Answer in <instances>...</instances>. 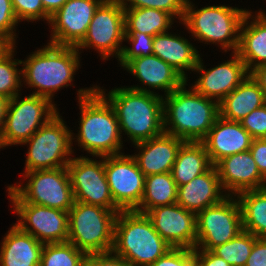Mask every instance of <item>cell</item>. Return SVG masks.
Here are the masks:
<instances>
[{"instance_id": "1", "label": "cell", "mask_w": 266, "mask_h": 266, "mask_svg": "<svg viewBox=\"0 0 266 266\" xmlns=\"http://www.w3.org/2000/svg\"><path fill=\"white\" fill-rule=\"evenodd\" d=\"M96 89L113 106L120 132L133 144L157 137L164 132L163 97L144 86L112 89L109 94ZM107 95V97H106Z\"/></svg>"}, {"instance_id": "2", "label": "cell", "mask_w": 266, "mask_h": 266, "mask_svg": "<svg viewBox=\"0 0 266 266\" xmlns=\"http://www.w3.org/2000/svg\"><path fill=\"white\" fill-rule=\"evenodd\" d=\"M97 86L78 90L80 127L78 146L92 157L123 154L122 139L116 112Z\"/></svg>"}, {"instance_id": "3", "label": "cell", "mask_w": 266, "mask_h": 266, "mask_svg": "<svg viewBox=\"0 0 266 266\" xmlns=\"http://www.w3.org/2000/svg\"><path fill=\"white\" fill-rule=\"evenodd\" d=\"M186 85L163 98L164 132L184 141L201 142L220 116L219 103L193 87L187 90Z\"/></svg>"}, {"instance_id": "4", "label": "cell", "mask_w": 266, "mask_h": 266, "mask_svg": "<svg viewBox=\"0 0 266 266\" xmlns=\"http://www.w3.org/2000/svg\"><path fill=\"white\" fill-rule=\"evenodd\" d=\"M47 44L32 52L25 61L21 60L24 66L21 69L28 87L37 88L32 95L52 102L56 91L71 85L80 65V53L76 47Z\"/></svg>"}, {"instance_id": "5", "label": "cell", "mask_w": 266, "mask_h": 266, "mask_svg": "<svg viewBox=\"0 0 266 266\" xmlns=\"http://www.w3.org/2000/svg\"><path fill=\"white\" fill-rule=\"evenodd\" d=\"M171 248L145 213L121 210L117 214L111 251L132 266H150Z\"/></svg>"}, {"instance_id": "6", "label": "cell", "mask_w": 266, "mask_h": 266, "mask_svg": "<svg viewBox=\"0 0 266 266\" xmlns=\"http://www.w3.org/2000/svg\"><path fill=\"white\" fill-rule=\"evenodd\" d=\"M190 0L186 1L182 23L198 41L220 44L225 52L239 47L240 27L247 9L224 5L195 9ZM231 48V49H230Z\"/></svg>"}, {"instance_id": "7", "label": "cell", "mask_w": 266, "mask_h": 266, "mask_svg": "<svg viewBox=\"0 0 266 266\" xmlns=\"http://www.w3.org/2000/svg\"><path fill=\"white\" fill-rule=\"evenodd\" d=\"M120 211L74 201L68 212L67 242L87 255L110 252Z\"/></svg>"}, {"instance_id": "8", "label": "cell", "mask_w": 266, "mask_h": 266, "mask_svg": "<svg viewBox=\"0 0 266 266\" xmlns=\"http://www.w3.org/2000/svg\"><path fill=\"white\" fill-rule=\"evenodd\" d=\"M25 186L7 187L12 203H30L62 211L71 209L74 196L67 167L25 172Z\"/></svg>"}, {"instance_id": "9", "label": "cell", "mask_w": 266, "mask_h": 266, "mask_svg": "<svg viewBox=\"0 0 266 266\" xmlns=\"http://www.w3.org/2000/svg\"><path fill=\"white\" fill-rule=\"evenodd\" d=\"M61 117L58 112L23 143L29 144L24 173L66 167L71 161L74 133Z\"/></svg>"}, {"instance_id": "10", "label": "cell", "mask_w": 266, "mask_h": 266, "mask_svg": "<svg viewBox=\"0 0 266 266\" xmlns=\"http://www.w3.org/2000/svg\"><path fill=\"white\" fill-rule=\"evenodd\" d=\"M20 98L16 95L9 99L0 135L2 149L10 145L23 144L58 113L56 104L47 98L32 94L21 100Z\"/></svg>"}, {"instance_id": "11", "label": "cell", "mask_w": 266, "mask_h": 266, "mask_svg": "<svg viewBox=\"0 0 266 266\" xmlns=\"http://www.w3.org/2000/svg\"><path fill=\"white\" fill-rule=\"evenodd\" d=\"M232 197L228 195L221 202L196 214L195 249L211 251L243 231L240 205Z\"/></svg>"}, {"instance_id": "12", "label": "cell", "mask_w": 266, "mask_h": 266, "mask_svg": "<svg viewBox=\"0 0 266 266\" xmlns=\"http://www.w3.org/2000/svg\"><path fill=\"white\" fill-rule=\"evenodd\" d=\"M124 37L125 16L121 1L104 0L95 10L87 34L76 48L79 51L93 47L104 60L114 54L119 58Z\"/></svg>"}, {"instance_id": "13", "label": "cell", "mask_w": 266, "mask_h": 266, "mask_svg": "<svg viewBox=\"0 0 266 266\" xmlns=\"http://www.w3.org/2000/svg\"><path fill=\"white\" fill-rule=\"evenodd\" d=\"M92 160L80 156L71 159L67 170L74 196V201L89 205H97L110 210H121L111 196L107 183L104 157Z\"/></svg>"}, {"instance_id": "14", "label": "cell", "mask_w": 266, "mask_h": 266, "mask_svg": "<svg viewBox=\"0 0 266 266\" xmlns=\"http://www.w3.org/2000/svg\"><path fill=\"white\" fill-rule=\"evenodd\" d=\"M107 183L121 210H135L142 200L145 176L132 155L104 156Z\"/></svg>"}, {"instance_id": "15", "label": "cell", "mask_w": 266, "mask_h": 266, "mask_svg": "<svg viewBox=\"0 0 266 266\" xmlns=\"http://www.w3.org/2000/svg\"><path fill=\"white\" fill-rule=\"evenodd\" d=\"M104 0H67L49 20L51 40L59 46L77 47L87 34L95 10Z\"/></svg>"}, {"instance_id": "16", "label": "cell", "mask_w": 266, "mask_h": 266, "mask_svg": "<svg viewBox=\"0 0 266 266\" xmlns=\"http://www.w3.org/2000/svg\"><path fill=\"white\" fill-rule=\"evenodd\" d=\"M12 204L14 212L20 217L15 224L22 231L31 234L43 244L67 242V211L30 203Z\"/></svg>"}, {"instance_id": "17", "label": "cell", "mask_w": 266, "mask_h": 266, "mask_svg": "<svg viewBox=\"0 0 266 266\" xmlns=\"http://www.w3.org/2000/svg\"><path fill=\"white\" fill-rule=\"evenodd\" d=\"M146 215L154 229L172 248L195 249L197 241L195 213L174 203L155 207Z\"/></svg>"}, {"instance_id": "18", "label": "cell", "mask_w": 266, "mask_h": 266, "mask_svg": "<svg viewBox=\"0 0 266 266\" xmlns=\"http://www.w3.org/2000/svg\"><path fill=\"white\" fill-rule=\"evenodd\" d=\"M201 60L199 57L197 66L194 68V71L201 72V76L192 87L199 94L212 100L215 99L218 103L250 74L236 52L229 61L208 70L203 67Z\"/></svg>"}, {"instance_id": "19", "label": "cell", "mask_w": 266, "mask_h": 266, "mask_svg": "<svg viewBox=\"0 0 266 266\" xmlns=\"http://www.w3.org/2000/svg\"><path fill=\"white\" fill-rule=\"evenodd\" d=\"M215 167L223 191H228L229 196L266 188V178L259 172L250 150L225 157Z\"/></svg>"}, {"instance_id": "20", "label": "cell", "mask_w": 266, "mask_h": 266, "mask_svg": "<svg viewBox=\"0 0 266 266\" xmlns=\"http://www.w3.org/2000/svg\"><path fill=\"white\" fill-rule=\"evenodd\" d=\"M253 138L240 122L230 121L219 116L201 141L215 166L220 160L236 153L248 151Z\"/></svg>"}, {"instance_id": "21", "label": "cell", "mask_w": 266, "mask_h": 266, "mask_svg": "<svg viewBox=\"0 0 266 266\" xmlns=\"http://www.w3.org/2000/svg\"><path fill=\"white\" fill-rule=\"evenodd\" d=\"M184 142L163 132L157 137L134 144L139 152L132 157L145 177L171 172L177 153Z\"/></svg>"}, {"instance_id": "22", "label": "cell", "mask_w": 266, "mask_h": 266, "mask_svg": "<svg viewBox=\"0 0 266 266\" xmlns=\"http://www.w3.org/2000/svg\"><path fill=\"white\" fill-rule=\"evenodd\" d=\"M222 190V191H221ZM223 188L216 167L195 177L189 183L178 186L177 200L180 206L195 214L205 208L221 202L228 195H223Z\"/></svg>"}, {"instance_id": "23", "label": "cell", "mask_w": 266, "mask_h": 266, "mask_svg": "<svg viewBox=\"0 0 266 266\" xmlns=\"http://www.w3.org/2000/svg\"><path fill=\"white\" fill-rule=\"evenodd\" d=\"M123 68L148 88L164 90L165 96L187 82L173 67L153 54L134 58Z\"/></svg>"}, {"instance_id": "24", "label": "cell", "mask_w": 266, "mask_h": 266, "mask_svg": "<svg viewBox=\"0 0 266 266\" xmlns=\"http://www.w3.org/2000/svg\"><path fill=\"white\" fill-rule=\"evenodd\" d=\"M251 17L254 19L249 23L248 20ZM236 53L245 63L249 73L256 67L266 64V14L264 12L259 11L253 17L252 12L247 11L240 27L239 47Z\"/></svg>"}, {"instance_id": "25", "label": "cell", "mask_w": 266, "mask_h": 266, "mask_svg": "<svg viewBox=\"0 0 266 266\" xmlns=\"http://www.w3.org/2000/svg\"><path fill=\"white\" fill-rule=\"evenodd\" d=\"M43 246L14 224L1 243L0 266H40Z\"/></svg>"}, {"instance_id": "26", "label": "cell", "mask_w": 266, "mask_h": 266, "mask_svg": "<svg viewBox=\"0 0 266 266\" xmlns=\"http://www.w3.org/2000/svg\"><path fill=\"white\" fill-rule=\"evenodd\" d=\"M198 52L187 39L177 34L166 32L157 34L153 39V55L173 67L186 80L184 70L194 71L200 57Z\"/></svg>"}, {"instance_id": "27", "label": "cell", "mask_w": 266, "mask_h": 266, "mask_svg": "<svg viewBox=\"0 0 266 266\" xmlns=\"http://www.w3.org/2000/svg\"><path fill=\"white\" fill-rule=\"evenodd\" d=\"M266 104V96L259 84L249 74L220 103V116L240 122L251 111Z\"/></svg>"}, {"instance_id": "28", "label": "cell", "mask_w": 266, "mask_h": 266, "mask_svg": "<svg viewBox=\"0 0 266 266\" xmlns=\"http://www.w3.org/2000/svg\"><path fill=\"white\" fill-rule=\"evenodd\" d=\"M212 166L202 142L185 141L177 153L171 173L178 187L207 172Z\"/></svg>"}, {"instance_id": "29", "label": "cell", "mask_w": 266, "mask_h": 266, "mask_svg": "<svg viewBox=\"0 0 266 266\" xmlns=\"http://www.w3.org/2000/svg\"><path fill=\"white\" fill-rule=\"evenodd\" d=\"M243 230L266 238V188L239 193Z\"/></svg>"}, {"instance_id": "30", "label": "cell", "mask_w": 266, "mask_h": 266, "mask_svg": "<svg viewBox=\"0 0 266 266\" xmlns=\"http://www.w3.org/2000/svg\"><path fill=\"white\" fill-rule=\"evenodd\" d=\"M177 189L171 172L146 176L142 200L135 211L146 214L155 207L176 203Z\"/></svg>"}, {"instance_id": "31", "label": "cell", "mask_w": 266, "mask_h": 266, "mask_svg": "<svg viewBox=\"0 0 266 266\" xmlns=\"http://www.w3.org/2000/svg\"><path fill=\"white\" fill-rule=\"evenodd\" d=\"M124 16L125 32H140L150 36L166 33L174 22L169 13L153 8H124Z\"/></svg>"}, {"instance_id": "32", "label": "cell", "mask_w": 266, "mask_h": 266, "mask_svg": "<svg viewBox=\"0 0 266 266\" xmlns=\"http://www.w3.org/2000/svg\"><path fill=\"white\" fill-rule=\"evenodd\" d=\"M257 239L258 237L243 230L230 241L213 248L211 252L231 266H245Z\"/></svg>"}, {"instance_id": "33", "label": "cell", "mask_w": 266, "mask_h": 266, "mask_svg": "<svg viewBox=\"0 0 266 266\" xmlns=\"http://www.w3.org/2000/svg\"><path fill=\"white\" fill-rule=\"evenodd\" d=\"M87 254L70 242L46 243L40 266H86Z\"/></svg>"}, {"instance_id": "34", "label": "cell", "mask_w": 266, "mask_h": 266, "mask_svg": "<svg viewBox=\"0 0 266 266\" xmlns=\"http://www.w3.org/2000/svg\"><path fill=\"white\" fill-rule=\"evenodd\" d=\"M13 47L7 54L0 59V96L12 99L14 96L19 95L20 87L22 86L21 76L22 70L16 67L21 63V60L14 58Z\"/></svg>"}, {"instance_id": "35", "label": "cell", "mask_w": 266, "mask_h": 266, "mask_svg": "<svg viewBox=\"0 0 266 266\" xmlns=\"http://www.w3.org/2000/svg\"><path fill=\"white\" fill-rule=\"evenodd\" d=\"M153 39L154 36L145 33L125 32L124 41L129 40L128 42H132V47L123 46L120 57L117 59L121 67H124L134 58L152 55Z\"/></svg>"}, {"instance_id": "36", "label": "cell", "mask_w": 266, "mask_h": 266, "mask_svg": "<svg viewBox=\"0 0 266 266\" xmlns=\"http://www.w3.org/2000/svg\"><path fill=\"white\" fill-rule=\"evenodd\" d=\"M123 8H153L169 13L182 22L187 0H120ZM129 2V5L128 3ZM128 6V7H127ZM175 16V17H174Z\"/></svg>"}, {"instance_id": "37", "label": "cell", "mask_w": 266, "mask_h": 266, "mask_svg": "<svg viewBox=\"0 0 266 266\" xmlns=\"http://www.w3.org/2000/svg\"><path fill=\"white\" fill-rule=\"evenodd\" d=\"M15 15L21 20L36 21L40 19L50 20V16L45 12L41 0H11Z\"/></svg>"}, {"instance_id": "38", "label": "cell", "mask_w": 266, "mask_h": 266, "mask_svg": "<svg viewBox=\"0 0 266 266\" xmlns=\"http://www.w3.org/2000/svg\"><path fill=\"white\" fill-rule=\"evenodd\" d=\"M240 123L253 139L266 138V104L251 111Z\"/></svg>"}, {"instance_id": "39", "label": "cell", "mask_w": 266, "mask_h": 266, "mask_svg": "<svg viewBox=\"0 0 266 266\" xmlns=\"http://www.w3.org/2000/svg\"><path fill=\"white\" fill-rule=\"evenodd\" d=\"M150 266H195L194 249L171 248Z\"/></svg>"}, {"instance_id": "40", "label": "cell", "mask_w": 266, "mask_h": 266, "mask_svg": "<svg viewBox=\"0 0 266 266\" xmlns=\"http://www.w3.org/2000/svg\"><path fill=\"white\" fill-rule=\"evenodd\" d=\"M18 19L15 15L11 0H0V34L7 37L14 45Z\"/></svg>"}, {"instance_id": "41", "label": "cell", "mask_w": 266, "mask_h": 266, "mask_svg": "<svg viewBox=\"0 0 266 266\" xmlns=\"http://www.w3.org/2000/svg\"><path fill=\"white\" fill-rule=\"evenodd\" d=\"M86 266H132V265L126 259L110 251L105 253H93L87 255Z\"/></svg>"}, {"instance_id": "42", "label": "cell", "mask_w": 266, "mask_h": 266, "mask_svg": "<svg viewBox=\"0 0 266 266\" xmlns=\"http://www.w3.org/2000/svg\"><path fill=\"white\" fill-rule=\"evenodd\" d=\"M249 150L259 172L266 178V138L253 139Z\"/></svg>"}, {"instance_id": "43", "label": "cell", "mask_w": 266, "mask_h": 266, "mask_svg": "<svg viewBox=\"0 0 266 266\" xmlns=\"http://www.w3.org/2000/svg\"><path fill=\"white\" fill-rule=\"evenodd\" d=\"M245 266H266V238H258Z\"/></svg>"}, {"instance_id": "44", "label": "cell", "mask_w": 266, "mask_h": 266, "mask_svg": "<svg viewBox=\"0 0 266 266\" xmlns=\"http://www.w3.org/2000/svg\"><path fill=\"white\" fill-rule=\"evenodd\" d=\"M195 266H231L209 250L194 249Z\"/></svg>"}, {"instance_id": "45", "label": "cell", "mask_w": 266, "mask_h": 266, "mask_svg": "<svg viewBox=\"0 0 266 266\" xmlns=\"http://www.w3.org/2000/svg\"><path fill=\"white\" fill-rule=\"evenodd\" d=\"M252 78L259 84L266 96V64L260 65L250 72Z\"/></svg>"}, {"instance_id": "46", "label": "cell", "mask_w": 266, "mask_h": 266, "mask_svg": "<svg viewBox=\"0 0 266 266\" xmlns=\"http://www.w3.org/2000/svg\"><path fill=\"white\" fill-rule=\"evenodd\" d=\"M45 12L51 17L67 0H41Z\"/></svg>"}, {"instance_id": "47", "label": "cell", "mask_w": 266, "mask_h": 266, "mask_svg": "<svg viewBox=\"0 0 266 266\" xmlns=\"http://www.w3.org/2000/svg\"><path fill=\"white\" fill-rule=\"evenodd\" d=\"M8 103H9L8 98L0 96V135L4 127Z\"/></svg>"}, {"instance_id": "48", "label": "cell", "mask_w": 266, "mask_h": 266, "mask_svg": "<svg viewBox=\"0 0 266 266\" xmlns=\"http://www.w3.org/2000/svg\"><path fill=\"white\" fill-rule=\"evenodd\" d=\"M13 47H15L14 44L7 37L0 34V59Z\"/></svg>"}]
</instances>
